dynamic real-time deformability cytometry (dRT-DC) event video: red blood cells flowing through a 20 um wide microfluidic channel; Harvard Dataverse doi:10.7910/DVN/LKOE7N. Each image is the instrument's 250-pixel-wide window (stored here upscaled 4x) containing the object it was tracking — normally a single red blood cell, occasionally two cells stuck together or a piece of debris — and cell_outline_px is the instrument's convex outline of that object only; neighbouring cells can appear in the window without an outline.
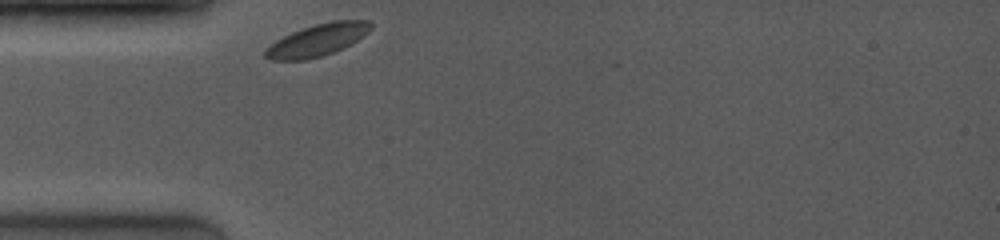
{"species": "common noctule bat (a hibernating species)", "species_latin": "Nyctalus noctula", "temperature_condition": "room temperature", "stored_images_in_passage": 20, "camera_frame_rate_fps": 4000, "um_per_image_px": 0.085, "animal": {"sex": "female", "body_mass_g": 19.0, "forearm_length_mm": 53.3}, "frame": {"image": 1, "passage_image": 1, "time_ms": 0.0, "image_size_px": [1000, 240], "cell_outline_px": [[372, 28], [364, 36], [344, 48], [320, 56], [304, 60], [268, 60], [264, 56], [264, 52], [276, 40], [292, 32], [316, 24], [332, 20], [368, 20], [372, 24]], "centroid_in_image_um": [27.01, 3.4], "position_along_channel_um": 58.0, "area_um2": 19.54}}